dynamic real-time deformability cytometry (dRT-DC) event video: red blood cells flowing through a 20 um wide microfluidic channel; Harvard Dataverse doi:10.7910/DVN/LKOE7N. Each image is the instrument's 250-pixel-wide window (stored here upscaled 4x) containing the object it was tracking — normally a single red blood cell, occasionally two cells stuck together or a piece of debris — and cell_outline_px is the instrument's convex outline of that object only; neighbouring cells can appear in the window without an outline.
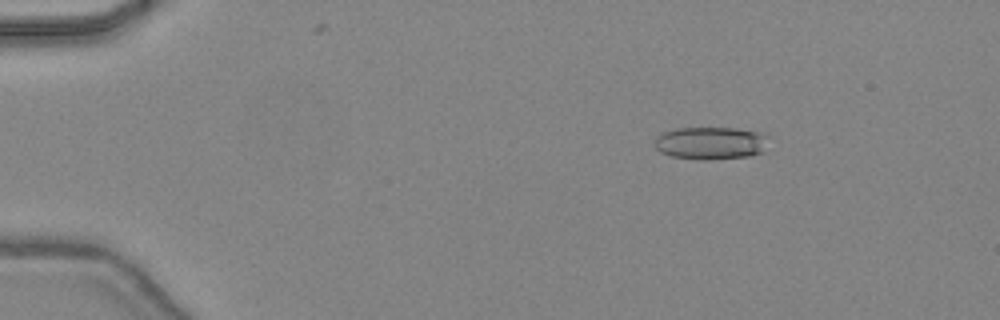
{"species": "common noctule bat (a hibernating species)", "species_latin": "Nyctalus noctula", "temperature_condition": "warm", "stored_images_in_passage": 47, "camera_frame_rate_fps": 3000, "um_per_image_px": 0.085, "animal": {"sex": "female", "body_mass_g": 24.6, "forearm_length_mm": 56.2}, "frame": {"image": 1, "passage_image": 8, "time_ms": 2.333, "image_size_px": [1000, 320], "cell_outline_px": [[768, 136], [764, 152], [752, 156], [712, 160], [700, 160], [672, 156], [660, 152], [656, 148], [656, 136], [664, 132], [676, 128], [736, 128], [760, 132]], "centroid_in_image_um": [60.45, 12.17], "position_along_channel_um": 24.6, "area_um2": 21.91}}
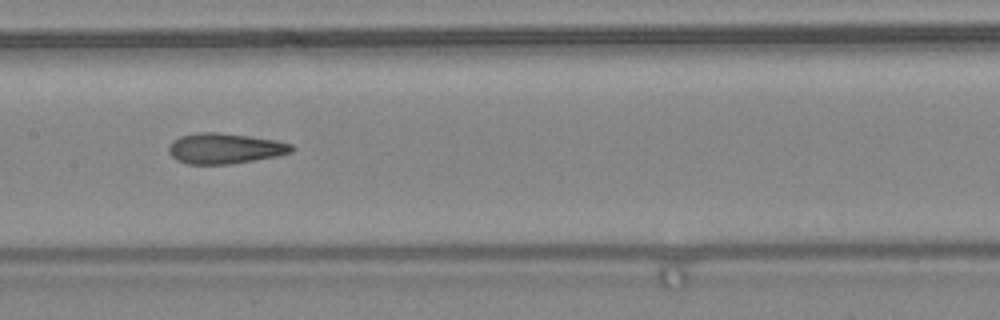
{"frame": {"image": 2, "passage_image": 25, "time_ms": 8.0, "image_size_px": [1000, 320], "cell_outline_px": [[296, 148], [292, 152], [276, 156], [232, 164], [188, 164], [176, 160], [168, 152], [168, 144], [172, 140], [180, 136], [200, 132], [216, 132], [276, 140], [292, 144]], "centroid_in_image_um": [19.09, 12.62], "position_along_channel_um": 188.3, "area_um2": 21.91}}
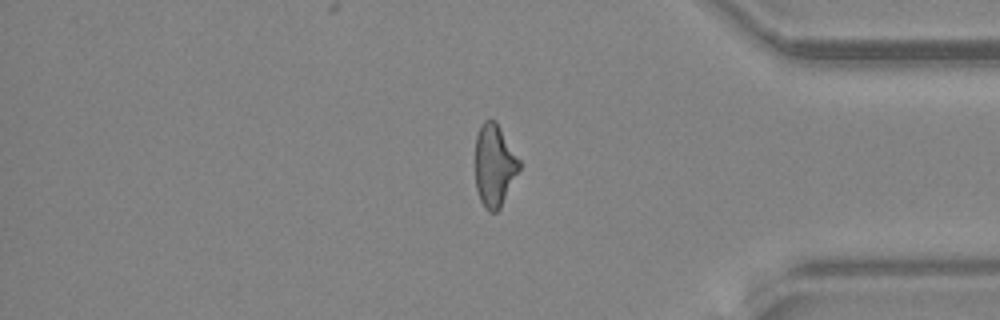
{"frame": {"image": 3, "passage_image": 40, "time_ms": 13.0, "image_size_px": [1000, 320], "cell_outline_px": [[520, 168], [500, 208], [496, 212], [488, 212], [484, 208], [480, 200], [476, 188], [476, 136], [480, 124], [484, 120], [496, 120], [520, 160]], "centroid_in_image_um": [42.02, 14.05], "position_along_channel_um": 393.2, "area_um2": 21.1}, "authors_computed_cell_mechanics": {"area_um2": 21.9062, "velocity_mm_per_s": 4.4967, "shape_relaxation_time_tau1_ms": null, "shape_relaxation_time_tau2_ms": 1.8584, "deformation_change_tau1": null, "deformation_change_tau2": 0.1139}}